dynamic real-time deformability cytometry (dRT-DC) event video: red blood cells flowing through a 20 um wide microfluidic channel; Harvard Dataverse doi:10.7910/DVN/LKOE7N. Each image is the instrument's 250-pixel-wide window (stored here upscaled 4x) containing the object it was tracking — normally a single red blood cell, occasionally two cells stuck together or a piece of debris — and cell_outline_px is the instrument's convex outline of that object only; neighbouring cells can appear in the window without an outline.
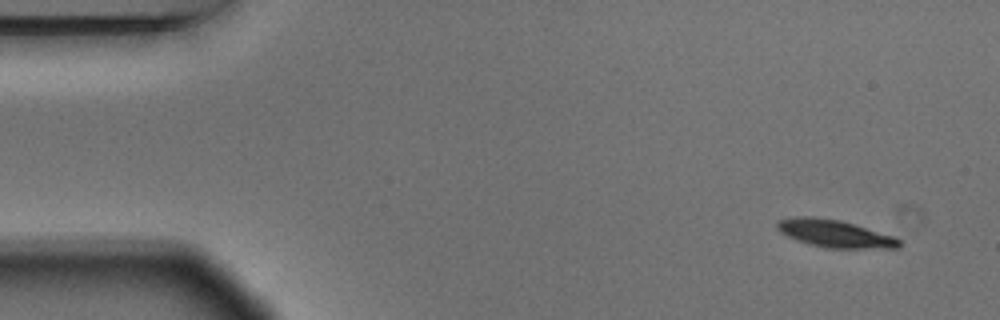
{"species": "Egyptian fruit bat (a non-hibernating species)", "species_latin": "Rousettus aegyptiacus", "temperature_condition": "warm", "stored_images_in_passage": 5, "camera_frame_rate_fps": 3000, "um_per_image_px": 0.085, "animal": {"sex": "male"}, "frame": {"image": 1, "passage_image": 1, "time_ms": 0.0, "image_size_px": [1000, 320], "cell_outline_px": [[900, 248], [824, 248], [808, 244], [796, 240], [780, 232], [776, 228], [776, 224], [780, 220], [796, 216], [812, 216], [840, 220], [892, 236], [900, 240]], "centroid_in_image_um": [70.91, 19.86], "position_along_channel_um": 14.1, "area_um2": 19.42}}
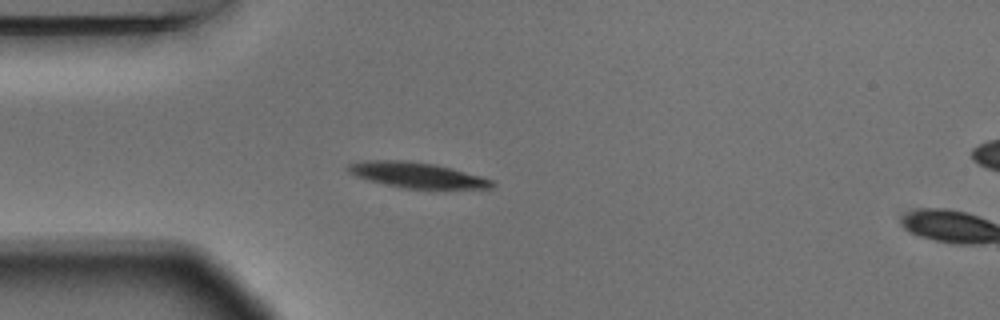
{"frame": {"image": 2, "passage_image": 4, "time_ms": 1.0, "image_size_px": [1000, 320], "cell_outline_px": [[496, 184], [492, 188], [404, 188], [384, 184], [368, 180], [356, 176], [348, 172], [344, 168], [348, 164], [364, 160], [404, 160], [436, 164], [452, 168], [480, 176], [492, 180]], "centroid_in_image_um": [35.39, 14.87], "position_along_channel_um": 49.6, "area_um2": 21.33}}